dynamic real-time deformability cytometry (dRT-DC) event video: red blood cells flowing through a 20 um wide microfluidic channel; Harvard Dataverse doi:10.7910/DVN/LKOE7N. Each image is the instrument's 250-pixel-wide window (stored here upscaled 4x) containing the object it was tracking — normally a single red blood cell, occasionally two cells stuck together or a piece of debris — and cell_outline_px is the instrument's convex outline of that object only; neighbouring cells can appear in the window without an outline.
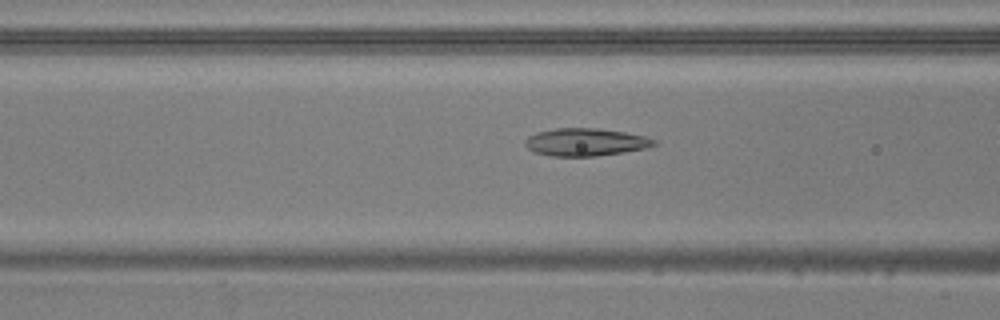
{"species": "common noctule bat (a hibernating species)", "species_latin": "Nyctalus noctula", "temperature_condition": "warm", "stored_images_in_passage": 42, "camera_frame_rate_fps": 3000, "um_per_image_px": 0.085, "animal": {"sex": "male", "body_mass_g": 20.5, "forearm_length_mm": 52.5}, "frame": {"image": 1, "passage_image": 10, "time_ms": 3.0, "image_size_px": [1000, 320], "cell_outline_px": [[660, 144], [648, 148], [624, 152], [596, 156], [552, 156], [536, 152], [528, 148], [524, 144], [524, 140], [528, 136], [536, 132], [556, 128], [596, 128], [624, 132], [644, 136], [656, 140]], "centroid_in_image_um": [49.8, 12.08], "position_along_channel_um": 116.8, "area_um2": 20.87}}
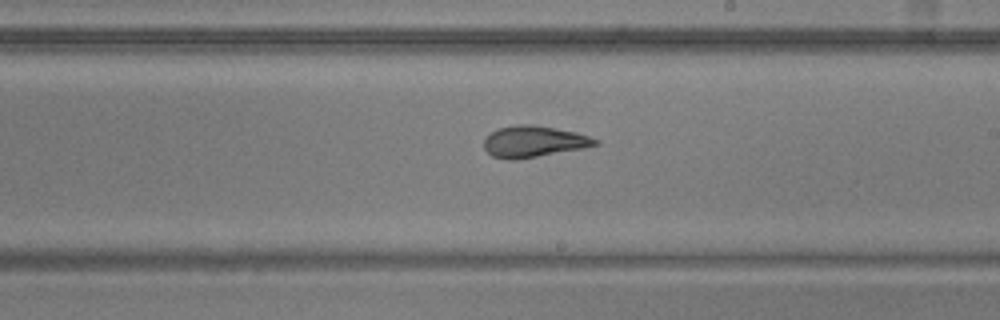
{"frame": {"image": 2, "passage_image": 20, "time_ms": 6.333, "image_size_px": [1000, 320], "cell_outline_px": [[600, 144], [580, 148], [516, 160], [508, 160], [492, 156], [484, 148], [484, 136], [488, 132], [500, 128], [516, 124], [532, 124], [576, 132], [600, 140]], "centroid_in_image_um": [45.31, 12.02], "position_along_channel_um": 243.7, "area_um2": 20.29}}
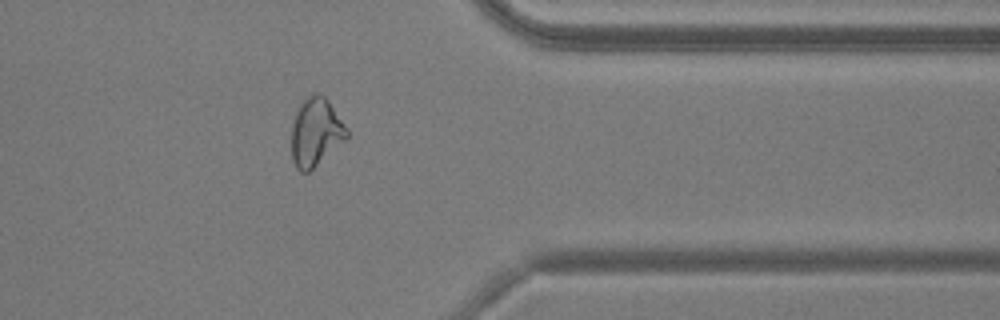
{"frame": {"image": 3, "passage_image": 32, "time_ms": 10.333, "image_size_px": [1000, 320], "cell_outline_px": [[348, 136], [344, 140], [308, 172], [300, 172], [296, 168], [292, 160], [292, 124], [300, 100], [304, 96], [312, 92], [316, 92], [324, 96], [328, 100], [348, 128]], "centroid_in_image_um": [26.81, 11.17], "position_along_channel_um": 384.6, "area_um2": 22.02}, "authors_computed_cell_mechanics": {"area_um2": 20.9814, "velocity_mm_per_s": 3.8012, "shape_relaxation_time_tau1_ms": null, "shape_relaxation_time_tau2_ms": 1.5261, "deformation_change_tau1": null, "deformation_change_tau2": 0.0837}}